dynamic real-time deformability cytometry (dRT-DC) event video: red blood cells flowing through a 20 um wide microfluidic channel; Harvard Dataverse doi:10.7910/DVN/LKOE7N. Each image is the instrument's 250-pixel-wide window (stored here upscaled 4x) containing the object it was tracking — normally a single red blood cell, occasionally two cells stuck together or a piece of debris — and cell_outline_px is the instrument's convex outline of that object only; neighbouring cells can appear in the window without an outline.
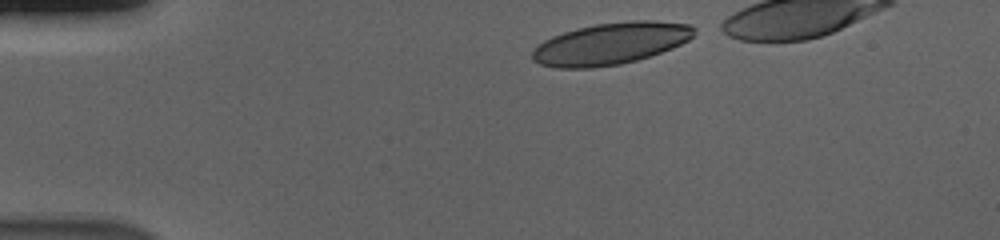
{"species": "human", "species_latin": "Homo sapiens", "temperature_condition": "cold", "stored_images_in_passage": 40, "camera_frame_rate_fps": 3000, "um_per_image_px": 0.085, "donor": {"sex": "male"}, "frame": {"image": 1, "passage_image": 1, "time_ms": 0.0, "image_size_px": [1000, 240], "cell_outline_px": [[696, 32], [688, 40], [672, 48], [636, 60], [620, 64], [592, 68], [556, 68], [540, 64], [532, 60], [532, 52], [544, 40], [552, 36], [576, 28], [596, 24], [632, 20], [652, 20], [688, 24], [696, 28]], "centroid_in_image_um": [51.9, 3.7], "position_along_channel_um": 33.1, "area_um2": 39.3}}
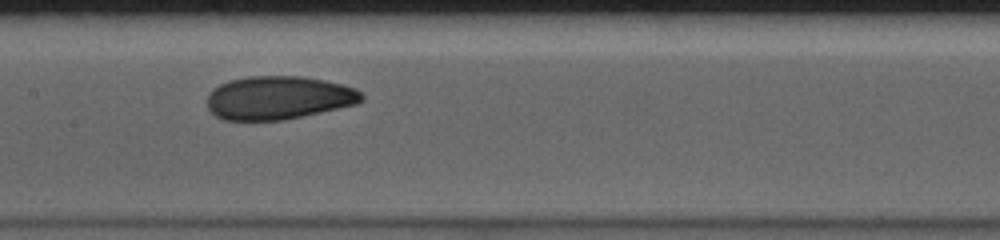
{"frame": {"image": 2, "passage_image": 18, "time_ms": 5.667, "image_size_px": [1000, 240], "cell_outline_px": [[364, 100], [356, 104], [284, 120], [224, 120], [216, 116], [208, 108], [208, 96], [212, 88], [228, 80], [248, 76], [304, 76], [344, 84], [356, 88], [364, 96]], "centroid_in_image_um": [23.68, 8.3], "position_along_channel_um": 183.7, "area_um2": 39.19}}
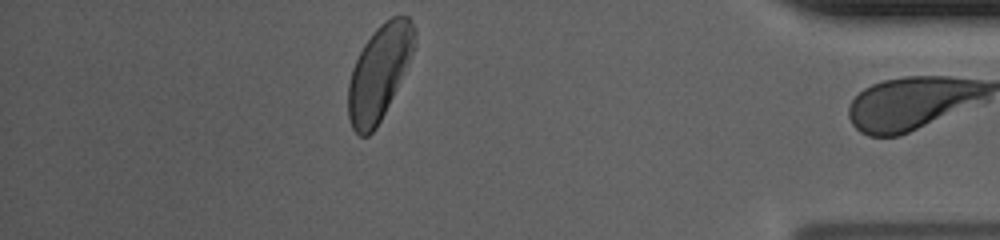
{"frame": {"image": 3, "passage_image": 39, "time_ms": 12.667, "image_size_px": [1000, 240], "cell_outline_px": [[416, 48], [376, 128], [368, 136], [360, 136], [352, 128], [348, 116], [348, 84], [352, 68], [364, 44], [376, 28], [380, 24], [392, 16], [408, 16], [412, 20], [416, 28]], "centroid_in_image_um": [32.25, 6.12], "position_along_channel_um": 403.0, "area_um2": 36.36}, "authors_computed_cell_mechanics": {"area_um2": 39.2462, "velocity_mm_per_s": 3.6739, "shape_relaxation_time_tau1_ms": 4.8007, "shape_relaxation_time_tau2_ms": 1.4725, "deformation_change_tau1": 0.1487, "deformation_change_tau2": 0.0612}}